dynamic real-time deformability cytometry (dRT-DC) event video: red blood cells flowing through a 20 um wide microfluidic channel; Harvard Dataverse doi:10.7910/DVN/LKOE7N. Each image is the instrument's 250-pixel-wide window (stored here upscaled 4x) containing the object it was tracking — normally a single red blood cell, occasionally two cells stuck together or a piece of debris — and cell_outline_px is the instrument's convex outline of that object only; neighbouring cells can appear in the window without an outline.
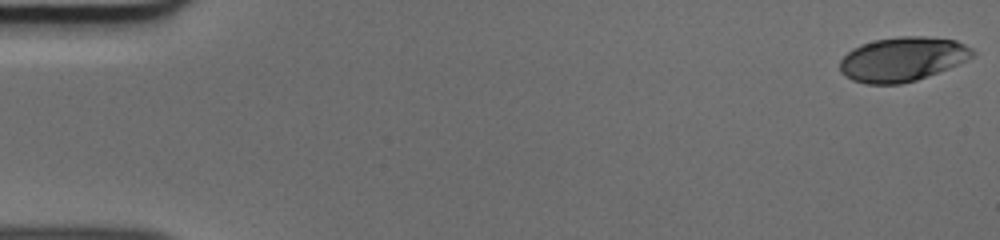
{"species": "human", "species_latin": "Homo sapiens", "temperature_condition": "cold", "stored_images_in_passage": 51, "camera_frame_rate_fps": 3000, "um_per_image_px": 0.085, "donor": {"sex": "male"}, "frame": {"image": 1, "passage_image": 1, "time_ms": 0.0, "image_size_px": [1000, 240], "cell_outline_px": [[976, 56], [948, 68], [916, 80], [900, 84], [864, 84], [852, 80], [844, 76], [840, 72], [840, 60], [852, 48], [860, 44], [876, 40], [900, 36], [924, 36], [956, 40], [972, 48], [976, 52]], "centroid_in_image_um": [76.7, 5.03], "position_along_channel_um": 8.3, "area_um2": 34.39}}
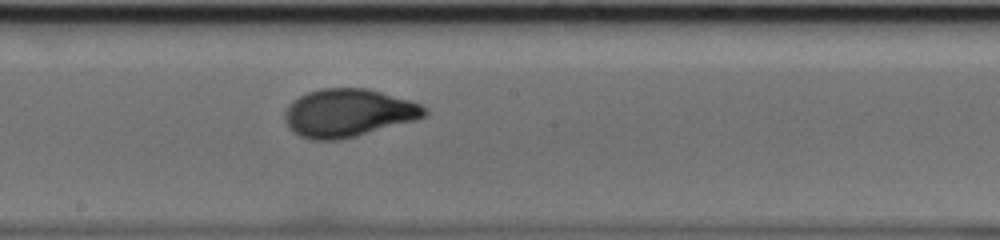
{"frame": {"image": 2, "passage_image": 28, "time_ms": 9.0, "image_size_px": [1000, 240], "cell_outline_px": [[428, 112], [424, 116], [416, 120], [356, 136], [340, 140], [312, 140], [300, 136], [292, 132], [288, 128], [284, 120], [284, 112], [288, 104], [300, 96], [308, 92], [320, 88], [368, 88], [408, 100], [420, 104], [428, 108]], "centroid_in_image_um": [29.57, 9.6], "position_along_channel_um": 218.6, "area_um2": 39.25}}
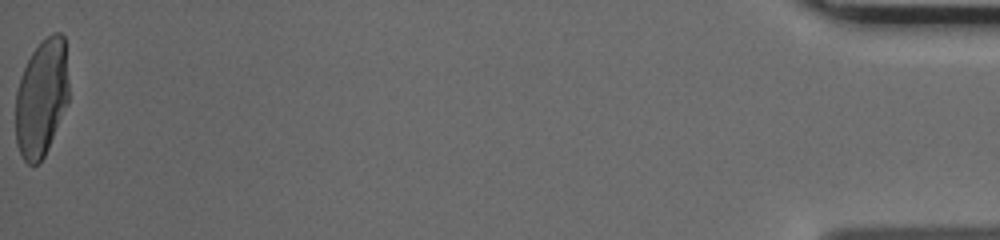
{"frame": {"image": 3, "passage_image": 51, "time_ms": 16.667, "image_size_px": [1000, 240], "cell_outline_px": [[68, 104], [48, 148], [44, 156], [36, 164], [28, 164], [24, 160], [16, 144], [16, 92], [20, 76], [32, 52], [52, 32], [60, 32], [64, 36], [68, 80]], "centroid_in_image_um": [3.53, 8.32], "position_along_channel_um": 431.7, "area_um2": 36.24}}